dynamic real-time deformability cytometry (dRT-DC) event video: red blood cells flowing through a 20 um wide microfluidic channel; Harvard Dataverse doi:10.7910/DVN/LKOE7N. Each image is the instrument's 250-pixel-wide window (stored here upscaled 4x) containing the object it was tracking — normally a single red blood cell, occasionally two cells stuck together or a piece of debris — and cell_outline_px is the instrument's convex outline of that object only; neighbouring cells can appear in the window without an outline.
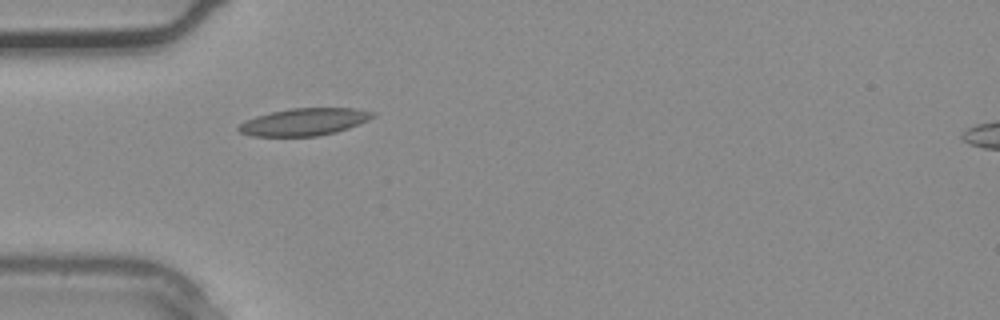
{"species": "common noctule bat (a hibernating species)", "species_latin": "Nyctalus noctula", "temperature_condition": "warm", "stored_images_in_passage": 4, "camera_frame_rate_fps": 3000, "um_per_image_px": 0.085, "animal": {"sex": "male", "body_mass_g": 20.4}, "frame": {"image": 1, "passage_image": 4, "time_ms": 1.0, "image_size_px": [1000, 320], "cell_outline_px": [[376, 116], [368, 120], [348, 128], [336, 132], [316, 136], [252, 136], [240, 132], [236, 128], [244, 120], [256, 116], [272, 112], [292, 108], [352, 108], [376, 112]], "centroid_in_image_um": [25.86, 10.36], "position_along_channel_um": 59.1, "area_um2": 21.27}}